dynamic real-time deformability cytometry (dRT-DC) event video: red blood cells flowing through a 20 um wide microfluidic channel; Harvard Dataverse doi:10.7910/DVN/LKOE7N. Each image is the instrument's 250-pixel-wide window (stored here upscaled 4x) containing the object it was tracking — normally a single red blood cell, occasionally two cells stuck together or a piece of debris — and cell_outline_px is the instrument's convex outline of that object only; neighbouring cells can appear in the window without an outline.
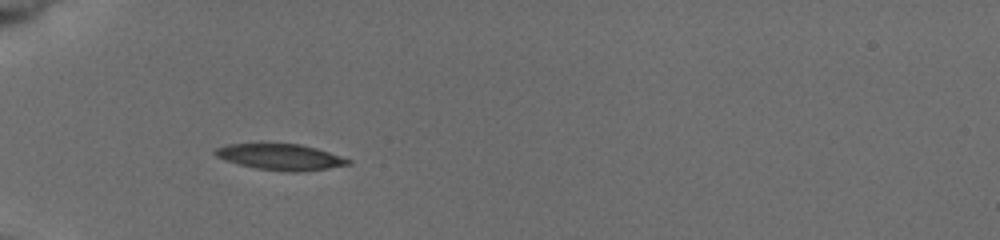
{"species": "common noctule bat (a hibernating species)", "species_latin": "Nyctalus noctula", "temperature_condition": "cold", "stored_images_in_passage": 8, "camera_frame_rate_fps": 3000, "um_per_image_px": 0.085, "animal": {"sex": "female", "body_mass_g": 19.5, "forearm_length_mm": 54.1}, "frame": {"image": 1, "passage_image": 5, "time_ms": 4.333, "image_size_px": [1000, 240], "cell_outline_px": [[352, 164], [328, 168], [300, 172], [292, 172], [256, 168], [224, 160], [216, 156], [212, 152], [216, 148], [224, 144], [260, 140], [300, 144], [316, 148], [352, 160]], "centroid_in_image_um": [23.75, 13.28], "position_along_channel_um": 61.3, "area_um2": 21.15}}
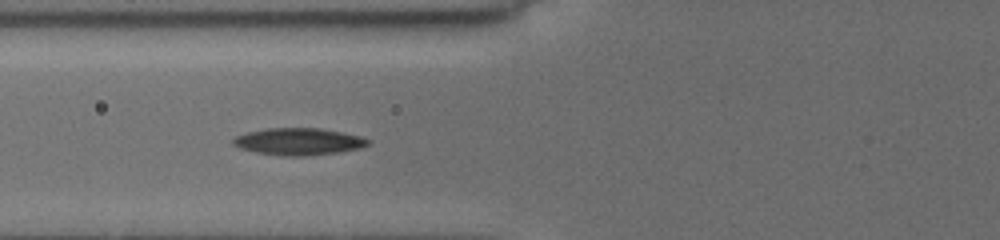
{"frame": {"image": 2, "passage_image": 7, "time_ms": 5.667, "image_size_px": [1000, 240], "cell_outline_px": [[372, 144], [360, 148], [340, 152], [308, 156], [284, 156], [256, 152], [240, 148], [232, 144], [232, 140], [236, 136], [248, 132], [264, 128], [320, 128], [344, 132], [360, 136], [372, 140]], "centroid_in_image_um": [25.43, 12.03], "position_along_channel_um": 100.4, "area_um2": 21.5}}